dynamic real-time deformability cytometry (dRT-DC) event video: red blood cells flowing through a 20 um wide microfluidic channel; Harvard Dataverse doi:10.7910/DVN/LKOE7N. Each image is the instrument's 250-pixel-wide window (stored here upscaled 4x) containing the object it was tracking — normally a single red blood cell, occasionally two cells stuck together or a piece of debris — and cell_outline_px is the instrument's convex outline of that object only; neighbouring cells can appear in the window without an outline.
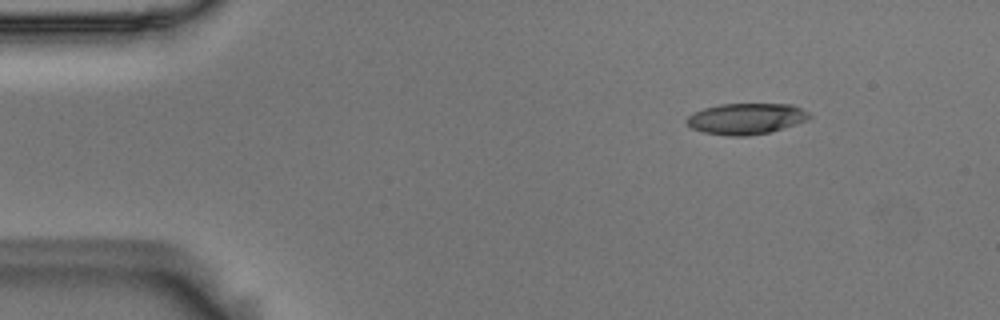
{"species": "Egyptian fruit bat (a non-hibernating species)", "species_latin": "Rousettus aegyptiacus", "temperature_condition": "room temperature", "stored_images_in_passage": 3, "camera_frame_rate_fps": 3000, "um_per_image_px": 0.085, "animal": {"sex": "male"}, "frame": {"image": 1, "passage_image": 3, "time_ms": 0.667, "image_size_px": [1000, 320], "cell_outline_px": [[812, 116], [808, 120], [796, 124], [768, 132], [748, 136], [732, 136], [704, 132], [692, 128], [684, 120], [688, 116], [704, 108], [720, 104], [792, 104], [808, 112]], "centroid_in_image_um": [63.43, 10.08], "position_along_channel_um": 21.6, "area_um2": 22.02}}